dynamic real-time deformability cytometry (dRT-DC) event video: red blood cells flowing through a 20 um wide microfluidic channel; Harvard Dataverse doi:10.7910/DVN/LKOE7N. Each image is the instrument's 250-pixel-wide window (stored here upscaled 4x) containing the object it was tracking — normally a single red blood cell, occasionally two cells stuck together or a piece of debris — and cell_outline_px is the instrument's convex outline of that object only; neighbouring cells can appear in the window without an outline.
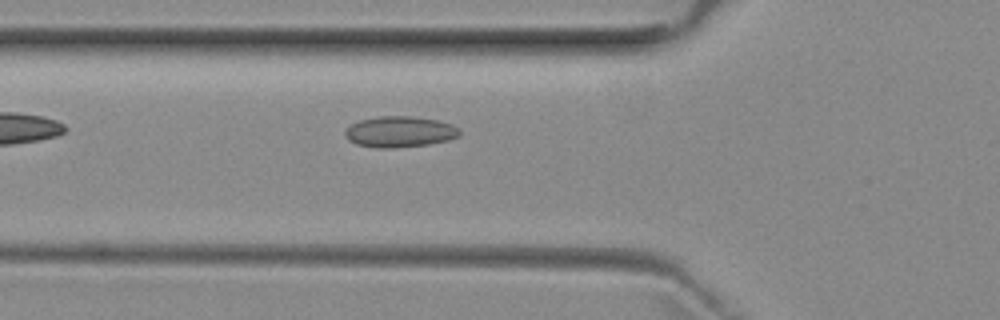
{"species": "common noctule bat (a hibernating species)", "species_latin": "Nyctalus noctula", "temperature_condition": "room temperature", "stored_images_in_passage": 34, "camera_frame_rate_fps": 3000, "um_per_image_px": 0.085, "animal": {"sex": "female", "body_mass_g": 29.2, "forearm_length_mm": 56.3}, "frame": {"image": 1, "passage_image": 2, "time_ms": 0.333, "image_size_px": [1000, 320], "cell_outline_px": [[460, 136], [448, 140], [428, 144], [392, 148], [380, 148], [356, 144], [348, 140], [344, 136], [344, 132], [352, 124], [360, 120], [376, 116], [412, 116], [440, 120], [452, 124], [460, 132]], "centroid_in_image_um": [33.97, 11.19], "position_along_channel_um": 91.8, "area_um2": 20.69}}
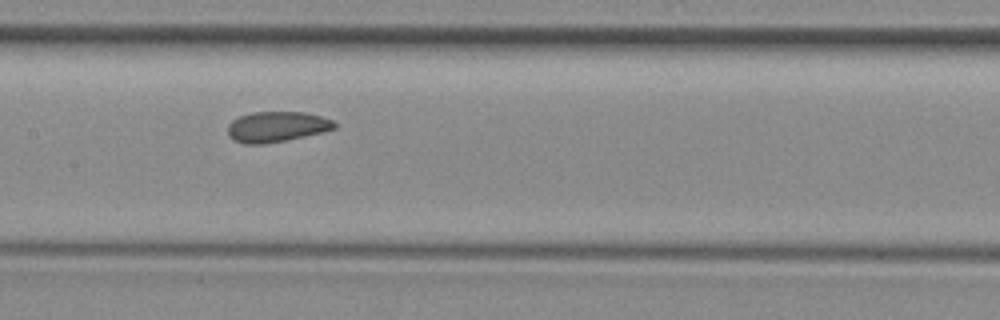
{"frame": {"image": 2, "passage_image": 9, "time_ms": 2.667, "image_size_px": [1000, 320], "cell_outline_px": [[336, 128], [304, 136], [284, 140], [260, 144], [244, 144], [236, 140], [228, 132], [228, 124], [232, 120], [240, 116], [252, 112], [304, 112], [320, 116], [332, 120], [336, 124]], "centroid_in_image_um": [23.52, 10.76], "position_along_channel_um": 183.9, "area_um2": 18.55}}
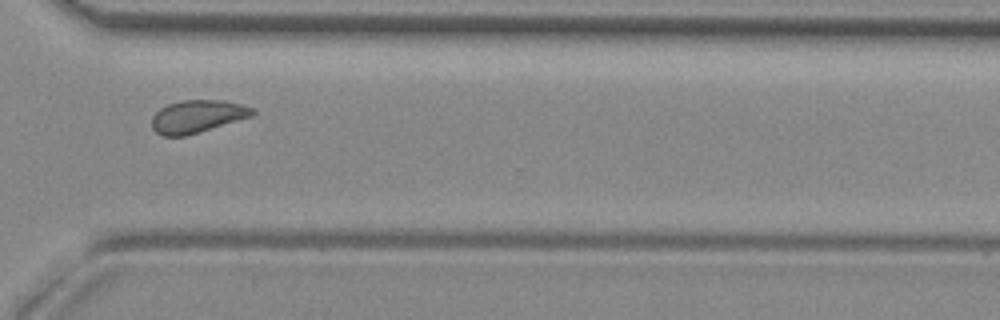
{"frame": {"image": 3, "passage_image": 22, "time_ms": 7.0, "image_size_px": [1000, 320], "cell_outline_px": [[256, 112], [252, 116], [184, 136], [164, 136], [156, 132], [152, 128], [152, 116], [160, 108], [168, 104], [180, 100], [224, 100], [256, 108]], "centroid_in_image_um": [16.77, 9.88], "position_along_channel_um": 353.8, "area_um2": 19.07}}